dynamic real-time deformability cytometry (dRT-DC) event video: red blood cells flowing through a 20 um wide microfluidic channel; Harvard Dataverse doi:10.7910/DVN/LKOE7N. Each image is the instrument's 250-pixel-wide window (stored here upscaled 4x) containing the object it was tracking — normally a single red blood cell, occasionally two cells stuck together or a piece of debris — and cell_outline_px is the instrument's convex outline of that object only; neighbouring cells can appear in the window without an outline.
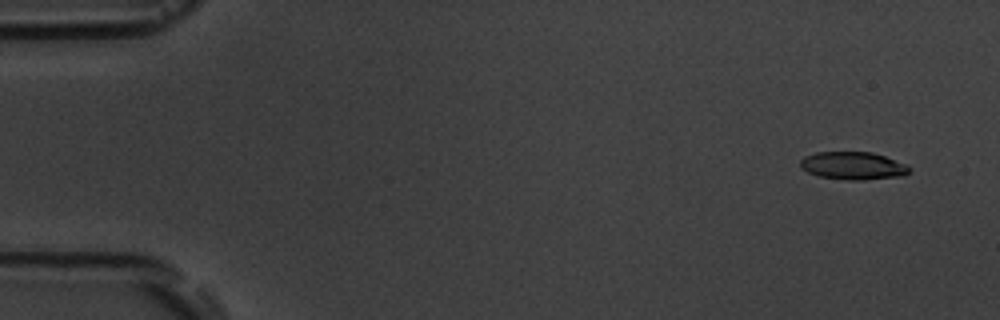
{"species": "common noctule bat (a hibernating species)", "species_latin": "Nyctalus noctula", "temperature_condition": "room temperature", "stored_images_in_passage": 4, "camera_frame_rate_fps": 3000, "um_per_image_px": 0.085, "animal": {"sex": "male", "body_mass_g": 19.5, "forearm_length_mm": 54.6}, "frame": {"image": 1, "passage_image": 1, "time_ms": 0.0, "image_size_px": [1000, 320], "cell_outline_px": [[912, 168], [904, 176], [864, 180], [848, 180], [820, 176], [808, 172], [800, 168], [800, 160], [804, 156], [816, 152], [872, 152], [908, 164]], "centroid_in_image_um": [72.53, 14.08], "position_along_channel_um": 12.5, "area_um2": 17.8}}
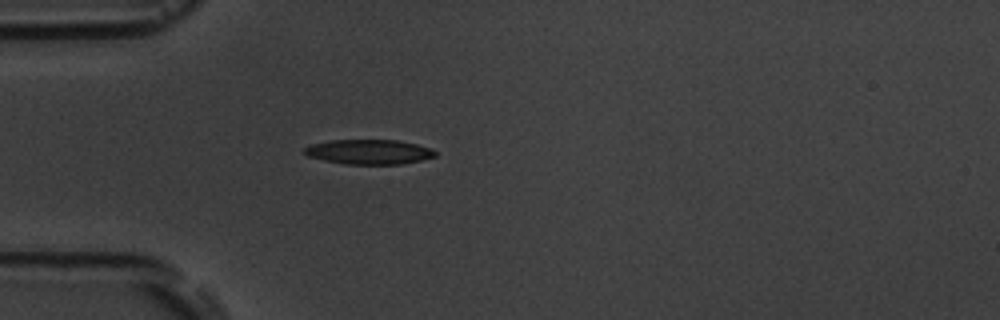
{"frame": {"image": 2, "passage_image": 4, "time_ms": 4.333, "image_size_px": [1000, 320], "cell_outline_px": [[436, 156], [420, 160], [400, 164], [344, 164], [324, 160], [308, 156], [300, 152], [308, 144], [328, 140], [396, 140], [416, 144], [432, 148], [436, 152]], "centroid_in_image_um": [31.3, 12.9], "position_along_channel_um": 53.7, "area_um2": 19.02}}